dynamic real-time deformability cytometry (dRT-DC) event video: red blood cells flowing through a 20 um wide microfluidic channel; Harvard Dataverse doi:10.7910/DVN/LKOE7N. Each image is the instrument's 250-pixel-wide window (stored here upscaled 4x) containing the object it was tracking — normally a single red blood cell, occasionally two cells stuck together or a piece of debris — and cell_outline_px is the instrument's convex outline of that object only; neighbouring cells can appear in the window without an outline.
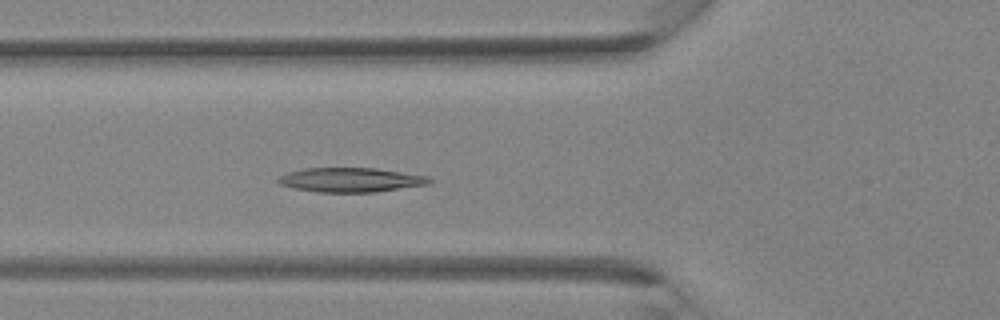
{"species": "Egyptian fruit bat (a non-hibernating species)", "species_latin": "Rousettus aegyptiacus", "temperature_condition": "room temperature", "stored_images_in_passage": 36, "camera_frame_rate_fps": 3000, "um_per_image_px": 0.085, "animal": {"sex": "female"}, "frame": {"image": 1, "passage_image": 13, "time_ms": 4.0, "image_size_px": [1000, 320], "cell_outline_px": [[432, 180], [428, 184], [376, 192], [316, 192], [292, 188], [280, 184], [276, 180], [276, 176], [288, 172], [304, 168], [376, 168], [428, 176]], "centroid_in_image_um": [29.75, 15.29], "position_along_channel_um": 96.0, "area_um2": 21.56}}
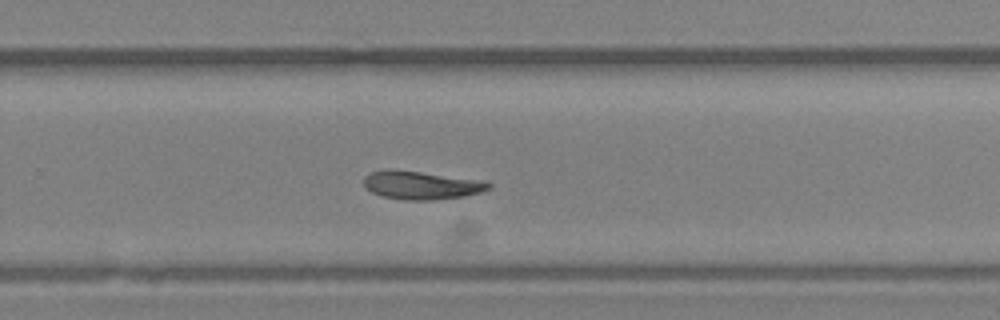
{"frame": {"image": 2, "passage_image": 24, "time_ms": 7.667, "image_size_px": [1000, 320], "cell_outline_px": [[492, 184], [488, 188], [480, 192], [464, 196], [432, 200], [408, 200], [380, 196], [372, 192], [364, 184], [364, 176], [372, 172], [388, 168], [484, 180]], "centroid_in_image_um": [35.8, 15.73], "position_along_channel_um": 294.0, "area_um2": 20.46}}
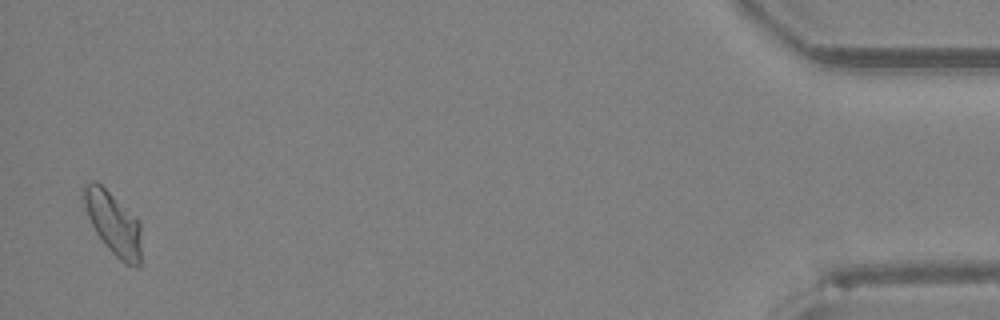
{"frame": {"image": 3, "passage_image": 36, "time_ms": 11.667, "image_size_px": [1000, 320], "cell_outline_px": [[140, 268], [136, 268], [124, 264], [108, 248], [96, 232], [88, 216], [84, 204], [84, 184], [92, 180], [96, 180], [136, 216], [140, 224]], "centroid_in_image_um": [9.65, 18.99], "position_along_channel_um": 425.5, "area_um2": 20.92}}